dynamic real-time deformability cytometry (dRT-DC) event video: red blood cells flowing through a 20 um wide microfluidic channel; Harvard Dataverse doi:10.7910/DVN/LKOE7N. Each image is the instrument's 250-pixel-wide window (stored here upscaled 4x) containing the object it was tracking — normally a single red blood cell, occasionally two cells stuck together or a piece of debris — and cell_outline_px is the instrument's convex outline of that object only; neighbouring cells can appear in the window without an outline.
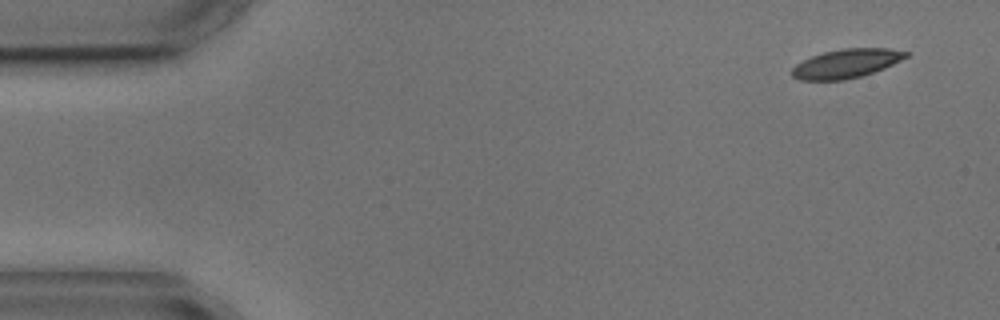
{"species": "common noctule bat (a hibernating species)", "species_latin": "Nyctalus noctula", "temperature_condition": "cold", "stored_images_in_passage": 5, "segment_of_instrument_passage": [1, 2], "camera_frame_rate_fps": 3000, "um_per_image_px": 0.085, "animal": {"sex": "male", "body_mass_g": 17.9, "forearm_length_mm": 54.2}, "frame": {"image": 1, "passage_image": 1, "time_ms": 0.0, "image_size_px": [1000, 320], "cell_outline_px": [[912, 52], [908, 56], [884, 68], [860, 76], [844, 80], [800, 80], [792, 76], [792, 68], [796, 64], [812, 56], [824, 52], [840, 48], [888, 48]], "centroid_in_image_um": [71.95, 5.39], "position_along_channel_um": 13.1, "area_um2": 19.13}}
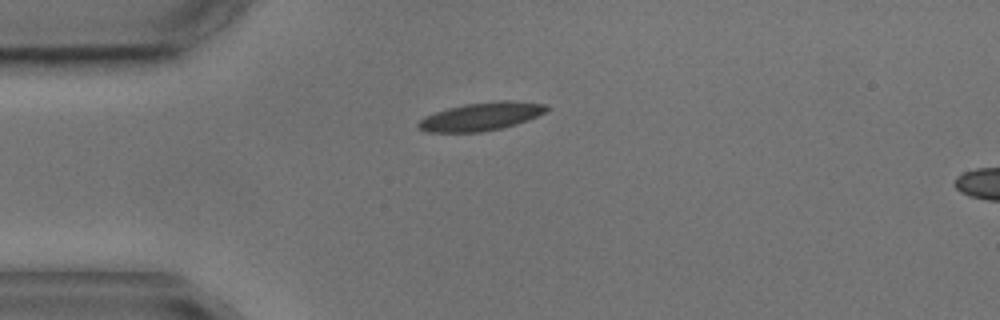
{"frame": {"image": 2, "passage_image": 4, "time_ms": 3.333, "image_size_px": [1000, 320], "cell_outline_px": [[548, 108], [544, 112], [536, 116], [516, 124], [504, 128], [480, 132], [428, 132], [420, 128], [416, 124], [424, 116], [448, 108], [464, 104], [496, 100], [512, 100], [548, 104]], "centroid_in_image_um": [40.9, 9.89], "position_along_channel_um": 44.1, "area_um2": 21.04}}